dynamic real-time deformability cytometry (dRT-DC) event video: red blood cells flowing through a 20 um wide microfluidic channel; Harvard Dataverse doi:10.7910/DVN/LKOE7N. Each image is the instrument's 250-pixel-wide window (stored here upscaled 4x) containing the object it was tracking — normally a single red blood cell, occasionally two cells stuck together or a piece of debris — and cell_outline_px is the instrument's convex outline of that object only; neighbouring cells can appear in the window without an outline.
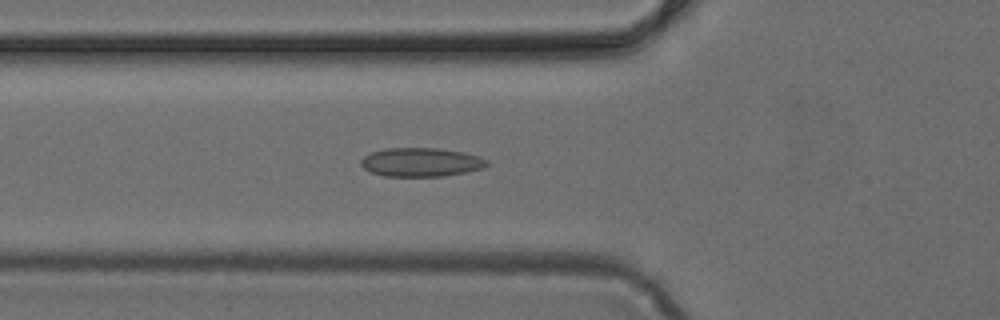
{"species": "common noctule bat (a hibernating species)", "species_latin": "Nyctalus noctula", "temperature_condition": "cold", "stored_images_in_passage": 35, "camera_frame_rate_fps": 3000, "um_per_image_px": 0.085, "animal": {"sex": "female", "body_mass_g": 24.6, "forearm_length_mm": 56.2}, "frame": {"image": 1, "passage_image": 18, "time_ms": 5.667, "image_size_px": [1000, 320], "cell_outline_px": [[488, 164], [484, 168], [468, 172], [444, 176], [384, 176], [372, 172], [364, 168], [360, 164], [360, 160], [364, 156], [372, 152], [384, 148], [436, 148], [464, 152], [480, 156], [488, 160]], "centroid_in_image_um": [35.81, 13.78], "position_along_channel_um": 90.0, "area_um2": 21.27}}
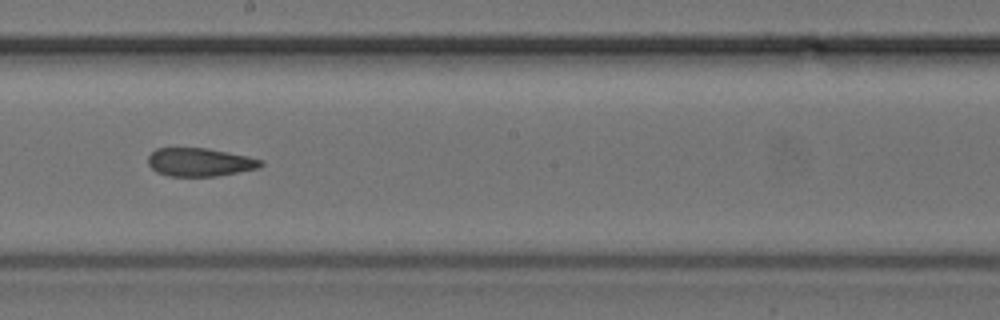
{"frame": {"image": 2, "passage_image": 28, "time_ms": 9.0, "image_size_px": [1000, 320], "cell_outline_px": [[264, 164], [260, 168], [216, 176], [168, 176], [156, 172], [148, 164], [148, 156], [156, 148], [208, 148], [248, 156], [264, 160]], "centroid_in_image_um": [17.0, 13.78], "position_along_channel_um": 231.2, "area_um2": 18.73}}
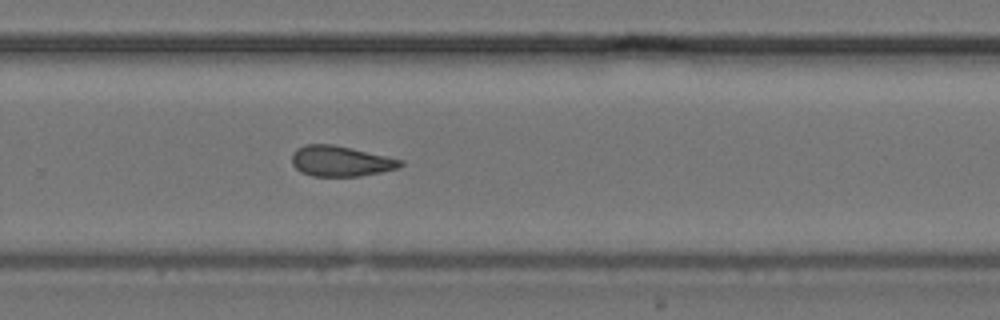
{"frame": {"image": 3, "passage_image": 33, "time_ms": 10.667, "image_size_px": [1000, 320], "cell_outline_px": [[404, 164], [400, 168], [360, 176], [312, 176], [300, 172], [292, 164], [292, 152], [296, 148], [304, 144], [332, 144], [352, 148], [404, 160]], "centroid_in_image_um": [28.95, 13.69], "position_along_channel_um": 300.9, "area_um2": 19.48}}